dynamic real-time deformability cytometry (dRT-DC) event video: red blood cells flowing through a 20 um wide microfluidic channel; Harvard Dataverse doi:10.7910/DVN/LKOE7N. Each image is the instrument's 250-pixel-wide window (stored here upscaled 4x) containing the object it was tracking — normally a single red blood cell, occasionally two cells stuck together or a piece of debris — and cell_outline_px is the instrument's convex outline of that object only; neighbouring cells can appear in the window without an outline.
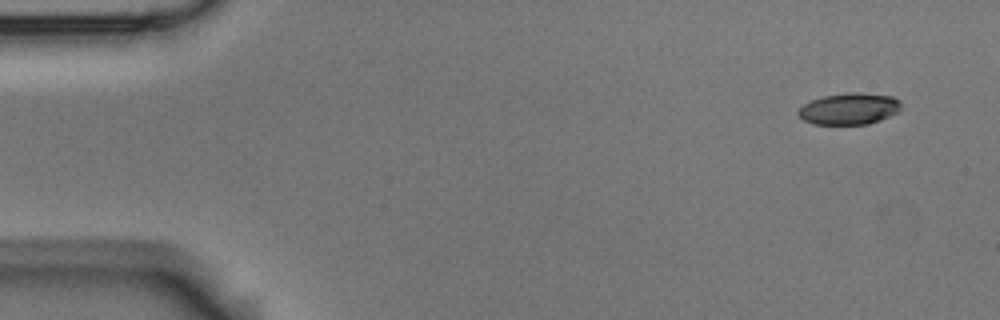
{"species": "Egyptian fruit bat (a non-hibernating species)", "species_latin": "Rousettus aegyptiacus", "temperature_condition": "room temperature", "stored_images_in_passage": 5, "camera_frame_rate_fps": 3000, "um_per_image_px": 0.085, "animal": {"sex": "male"}, "frame": {"image": 1, "passage_image": 1, "time_ms": 0.0, "image_size_px": [1000, 320], "cell_outline_px": [[900, 108], [896, 112], [880, 120], [868, 124], [812, 124], [804, 120], [796, 112], [804, 104], [812, 100], [824, 96], [848, 92], [856, 92], [892, 96], [900, 100]], "centroid_in_image_um": [72.17, 9.24], "position_along_channel_um": 12.8, "area_um2": 18.73}}